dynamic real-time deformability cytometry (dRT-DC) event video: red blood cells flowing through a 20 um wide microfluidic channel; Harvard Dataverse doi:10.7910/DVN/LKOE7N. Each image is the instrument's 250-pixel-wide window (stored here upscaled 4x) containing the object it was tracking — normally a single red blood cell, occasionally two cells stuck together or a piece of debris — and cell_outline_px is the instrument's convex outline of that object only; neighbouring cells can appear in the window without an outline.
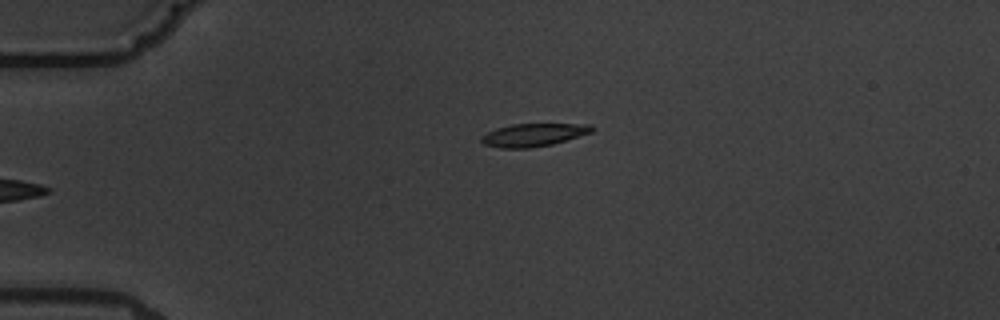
{"species": "common noctule bat (a hibernating species)", "species_latin": "Nyctalus noctula", "temperature_condition": "warm", "stored_images_in_passage": 6, "camera_frame_rate_fps": 3000, "um_per_image_px": 0.085, "animal": {"sex": "male", "body_mass_g": 19.5, "forearm_length_mm": 54.6}, "frame": {"image": 1, "passage_image": 6, "time_ms": 6.0, "image_size_px": [1000, 320], "cell_outline_px": [[596, 128], [592, 132], [552, 144], [528, 148], [500, 148], [484, 144], [480, 140], [480, 136], [496, 128], [512, 124], [592, 124]], "centroid_in_image_um": [45.34, 11.46], "position_along_channel_um": 39.7, "area_um2": 14.74}}